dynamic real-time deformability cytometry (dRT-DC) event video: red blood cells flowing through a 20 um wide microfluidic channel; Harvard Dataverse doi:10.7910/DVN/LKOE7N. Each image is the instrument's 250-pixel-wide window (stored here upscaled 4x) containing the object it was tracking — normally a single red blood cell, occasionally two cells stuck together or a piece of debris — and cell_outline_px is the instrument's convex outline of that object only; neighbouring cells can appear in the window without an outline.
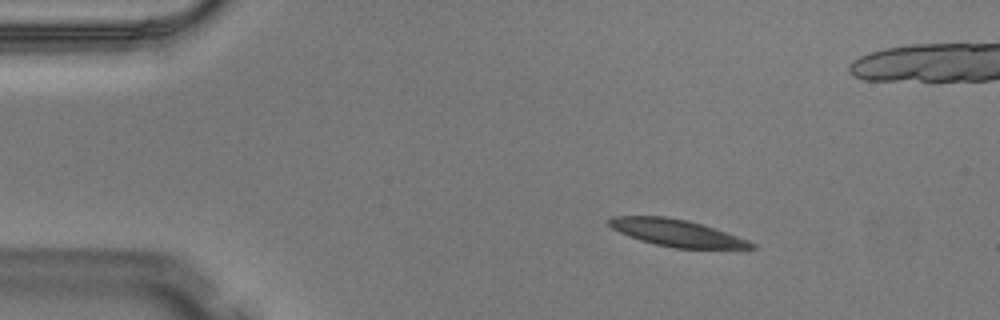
{"species": "Egyptian fruit bat (a non-hibernating species)", "species_latin": "Rousettus aegyptiacus", "temperature_condition": "warm", "stored_images_in_passage": 4, "camera_frame_rate_fps": 3000, "um_per_image_px": 0.085, "animal": {"sex": "male"}, "frame": {"image": 1, "passage_image": 1, "time_ms": 0.0, "image_size_px": [1000, 320], "cell_outline_px": [[756, 248], [676, 248], [656, 244], [640, 240], [620, 232], [612, 228], [608, 224], [608, 220], [612, 216], [664, 216], [688, 220], [748, 240], [756, 244]], "centroid_in_image_um": [57.48, 19.79], "position_along_channel_um": 27.5, "area_um2": 21.85}}